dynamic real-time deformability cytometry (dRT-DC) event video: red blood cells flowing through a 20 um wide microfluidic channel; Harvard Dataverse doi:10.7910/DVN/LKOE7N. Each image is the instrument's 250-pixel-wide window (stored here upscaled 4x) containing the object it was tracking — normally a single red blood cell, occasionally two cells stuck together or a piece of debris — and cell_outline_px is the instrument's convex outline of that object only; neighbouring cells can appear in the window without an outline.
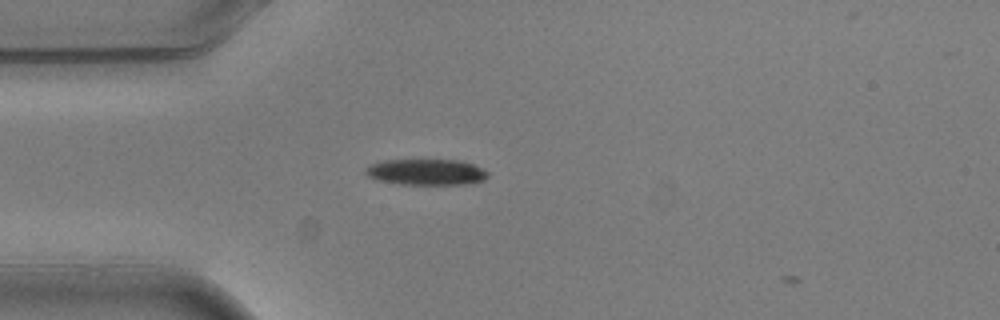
{"species": "common noctule bat (a hibernating species)", "species_latin": "Nyctalus noctula", "temperature_condition": "warm", "stored_images_in_passage": 2, "camera_frame_rate_fps": 3000, "um_per_image_px": 0.085, "animal": {"sex": "male", "body_mass_g": 20.5, "forearm_length_mm": 52.5}, "frame": {"image": 1, "passage_image": 1, "time_ms": 0.0, "image_size_px": [1000, 320], "cell_outline_px": [[488, 176], [484, 180], [468, 184], [400, 184], [380, 180], [368, 176], [364, 172], [364, 168], [372, 164], [384, 160], [460, 160], [484, 168], [488, 172]], "centroid_in_image_um": [36.26, 14.62], "position_along_channel_um": 48.7, "area_um2": 18.5}}